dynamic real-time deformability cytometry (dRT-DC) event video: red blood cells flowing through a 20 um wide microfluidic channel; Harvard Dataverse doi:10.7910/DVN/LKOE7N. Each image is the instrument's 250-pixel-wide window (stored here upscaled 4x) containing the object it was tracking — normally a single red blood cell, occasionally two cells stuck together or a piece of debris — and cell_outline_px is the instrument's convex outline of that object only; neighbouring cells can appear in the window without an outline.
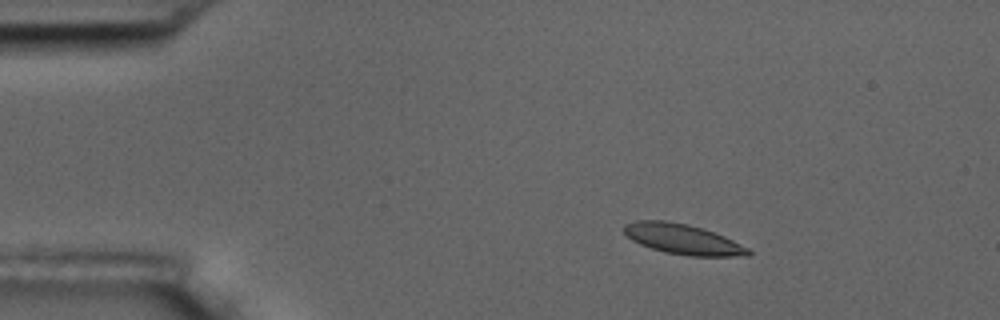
{"species": "common noctule bat (a hibernating species)", "species_latin": "Nyctalus noctula", "temperature_condition": "room temperature", "stored_images_in_passage": 5, "camera_frame_rate_fps": 3000, "um_per_image_px": 0.085, "animal": {"sex": "male", "body_mass_g": 17.5, "forearm_length_mm": 52.3}, "frame": {"image": 1, "passage_image": 2, "time_ms": 1.333, "image_size_px": [1000, 320], "cell_outline_px": [[752, 252], [748, 256], [688, 256], [664, 252], [640, 244], [632, 240], [624, 232], [624, 224], [636, 220], [668, 220], [688, 224], [724, 236], [748, 248]], "centroid_in_image_um": [58.02, 20.33], "position_along_channel_um": 27.0, "area_um2": 21.79}}